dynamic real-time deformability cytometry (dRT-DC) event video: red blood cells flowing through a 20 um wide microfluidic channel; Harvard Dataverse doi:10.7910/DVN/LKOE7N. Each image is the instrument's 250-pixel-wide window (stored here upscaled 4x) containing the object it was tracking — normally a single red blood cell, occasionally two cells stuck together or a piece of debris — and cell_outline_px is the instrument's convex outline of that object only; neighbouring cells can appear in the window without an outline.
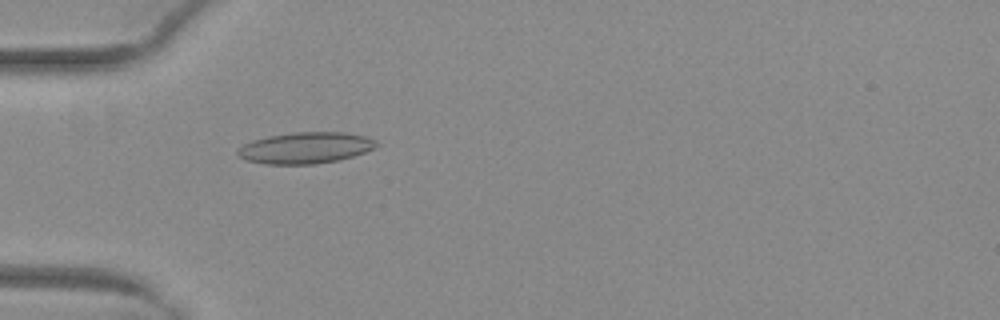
{"species": "common noctule bat (a hibernating species)", "species_latin": "Nyctalus noctula", "temperature_condition": "warm", "stored_images_in_passage": 39, "camera_frame_rate_fps": 3000, "um_per_image_px": 0.085, "animal": {"sex": "female", "body_mass_g": 29.2, "forearm_length_mm": 56.3}, "frame": {"image": 1, "passage_image": 4, "time_ms": 1.0, "image_size_px": [1000, 320], "cell_outline_px": [[380, 144], [376, 148], [352, 156], [336, 160], [312, 164], [264, 164], [248, 160], [240, 156], [236, 152], [244, 144], [252, 140], [268, 136], [292, 132], [344, 132], [364, 136], [376, 140]], "centroid_in_image_um": [25.99, 12.56], "position_along_channel_um": 59.0, "area_um2": 25.14}}
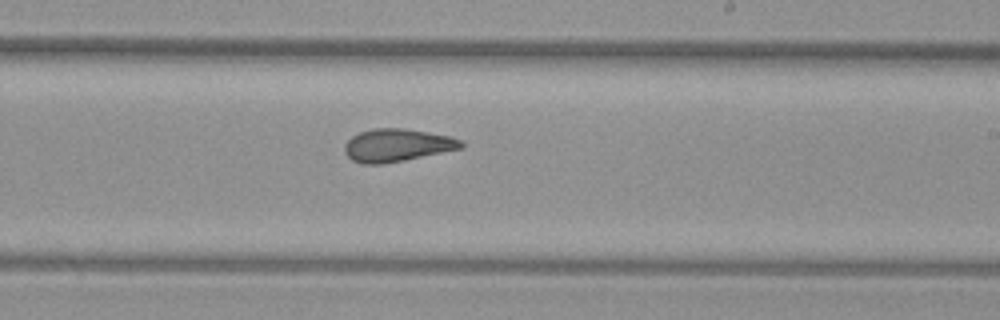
{"frame": {"image": 2, "passage_image": 19, "time_ms": 6.0, "image_size_px": [1000, 320], "cell_outline_px": [[464, 148], [384, 164], [364, 164], [352, 160], [344, 152], [344, 144], [352, 136], [360, 132], [376, 128], [404, 128], [452, 136], [460, 140], [464, 144]], "centroid_in_image_um": [33.76, 12.34], "position_along_channel_um": 255.2, "area_um2": 22.31}}
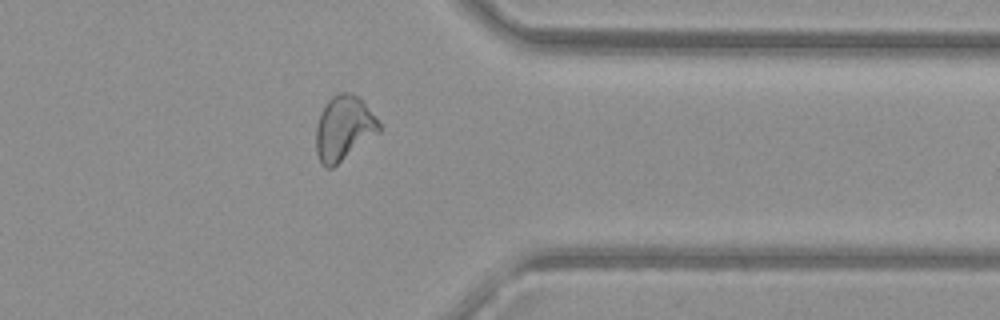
{"frame": {"image": 3, "passage_image": 29, "time_ms": 9.333, "image_size_px": [1000, 320], "cell_outline_px": [[380, 132], [332, 168], [324, 168], [320, 164], [316, 152], [316, 128], [320, 112], [328, 100], [332, 96], [340, 92], [352, 92], [364, 104], [380, 124]], "centroid_in_image_um": [29.18, 10.92], "position_along_channel_um": 382.2, "area_um2": 23.58}, "authors_computed_cell_mechanics": {"area_um2": 23.0622, "velocity_mm_per_s": 4.0375, "shape_relaxation_time_tau1_ms": null, "shape_relaxation_time_tau2_ms": 1.9513, "deformation_change_tau1": null, "deformation_change_tau2": 0.0927}}